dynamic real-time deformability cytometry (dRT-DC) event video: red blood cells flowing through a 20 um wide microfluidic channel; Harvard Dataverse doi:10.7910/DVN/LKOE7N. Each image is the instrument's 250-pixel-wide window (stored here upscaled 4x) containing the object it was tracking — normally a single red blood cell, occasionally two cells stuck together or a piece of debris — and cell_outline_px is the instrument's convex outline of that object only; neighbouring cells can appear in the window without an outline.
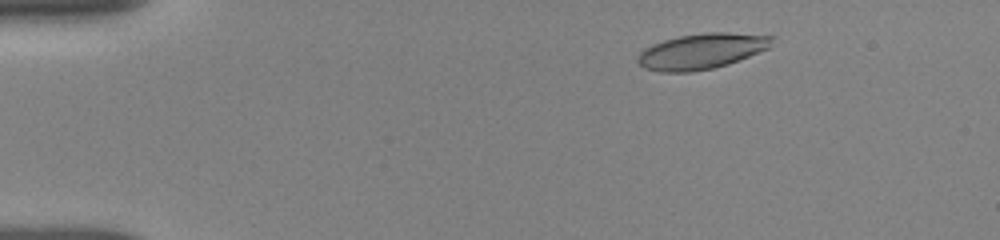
{"species": "human", "species_latin": "Homo sapiens", "temperature_condition": "room temperature", "stored_images_in_passage": 12, "camera_frame_rate_fps": 3000, "um_per_image_px": 0.085, "donor": {"sex": "female"}, "frame": {"image": 1, "passage_image": 5, "time_ms": 2.0, "image_size_px": [1000, 240], "cell_outline_px": [[776, 36], [768, 48], [728, 64], [712, 68], [692, 72], [660, 72], [644, 68], [636, 60], [636, 56], [644, 48], [652, 44], [664, 40], [680, 36], [704, 32], [728, 32]], "centroid_in_image_um": [59.61, 4.35], "position_along_channel_um": 25.4, "area_um2": 27.86}}
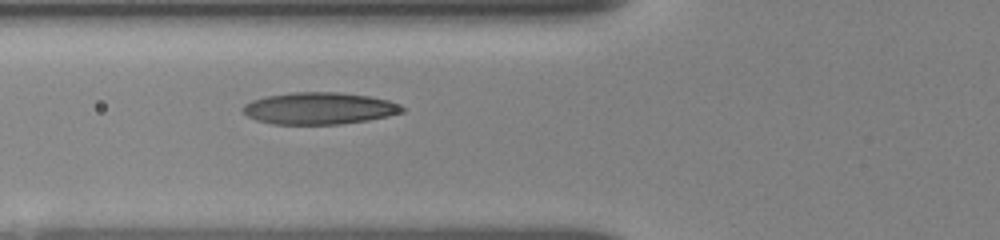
{"frame": {"image": 2, "passage_image": 10, "time_ms": 6.0, "image_size_px": [1000, 240], "cell_outline_px": [[404, 112], [388, 116], [368, 120], [340, 124], [272, 124], [256, 120], [248, 116], [240, 108], [244, 104], [252, 100], [264, 96], [292, 92], [336, 92], [368, 96], [388, 100], [400, 104], [404, 108]], "centroid_in_image_um": [27.11, 9.21], "position_along_channel_um": 98.7, "area_um2": 29.71}}
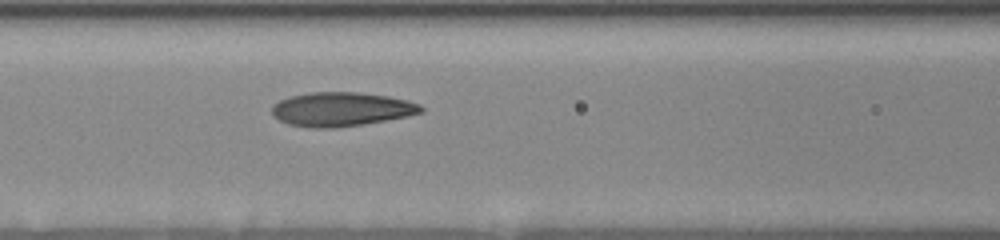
{"frame": {"image": 3, "passage_image": 12, "time_ms": 7.0, "image_size_px": [1000, 240], "cell_outline_px": [[424, 112], [408, 116], [364, 124], [336, 128], [308, 128], [288, 124], [272, 116], [272, 104], [288, 96], [308, 92], [356, 92], [388, 96], [408, 100], [420, 104], [424, 108]], "centroid_in_image_um": [29.0, 9.28], "position_along_channel_um": 137.6, "area_um2": 29.94}}